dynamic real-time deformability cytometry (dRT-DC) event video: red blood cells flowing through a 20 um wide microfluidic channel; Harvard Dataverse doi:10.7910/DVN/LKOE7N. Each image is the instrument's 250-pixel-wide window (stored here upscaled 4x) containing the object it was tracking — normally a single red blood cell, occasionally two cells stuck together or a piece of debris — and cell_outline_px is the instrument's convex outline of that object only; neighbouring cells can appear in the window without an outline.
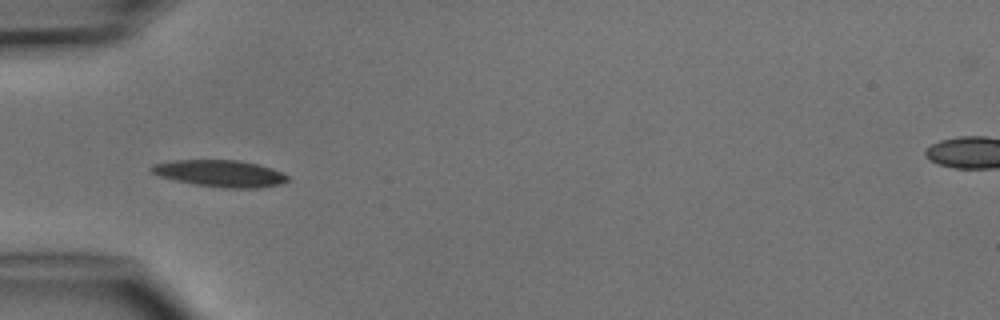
{"species": "common noctule bat (a hibernating species)", "species_latin": "Nyctalus noctula", "temperature_condition": "cold", "stored_images_in_passage": 5, "camera_frame_rate_fps": 3000, "um_per_image_px": 0.085, "animal": {"sex": "male", "body_mass_g": 15.6}, "frame": {"image": 1, "passage_image": 5, "time_ms": 4.667, "image_size_px": [1000, 320], "cell_outline_px": [[288, 180], [280, 184], [260, 188], [224, 188], [196, 184], [176, 180], [160, 176], [152, 172], [148, 168], [152, 164], [172, 160], [240, 160], [272, 168], [288, 176]], "centroid_in_image_um": [18.69, 14.73], "position_along_channel_um": 66.3, "area_um2": 21.15}}